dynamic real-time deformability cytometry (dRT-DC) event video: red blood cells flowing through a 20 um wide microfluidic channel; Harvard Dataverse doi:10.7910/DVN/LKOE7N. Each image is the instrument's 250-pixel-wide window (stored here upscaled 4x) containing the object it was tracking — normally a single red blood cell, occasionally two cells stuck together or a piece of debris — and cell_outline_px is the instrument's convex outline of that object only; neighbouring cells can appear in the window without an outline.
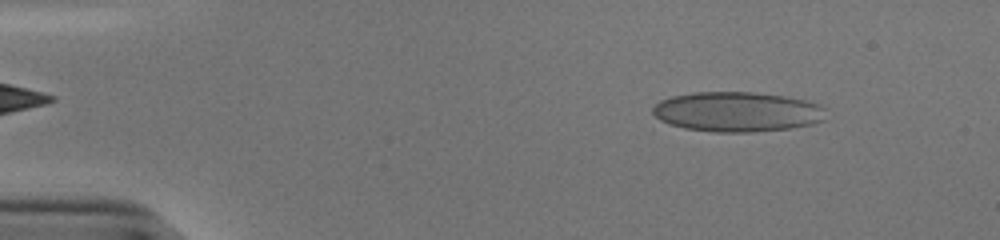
{"species": "human", "species_latin": "Homo sapiens", "temperature_condition": "cold", "stored_images_in_passage": 52, "camera_frame_rate_fps": 3000, "um_per_image_px": 0.085, "donor": {"sex": "male"}, "frame": {"image": 1, "passage_image": 6, "time_ms": 1.667, "image_size_px": [1000, 240], "cell_outline_px": [[824, 108], [820, 120], [812, 124], [788, 128], [752, 132], [712, 132], [684, 128], [660, 120], [652, 112], [652, 108], [660, 100], [672, 96], [692, 92], [752, 92], [784, 96], [804, 100], [816, 104]], "centroid_in_image_um": [62.58, 9.5], "position_along_channel_um": 22.4, "area_um2": 39.82}}
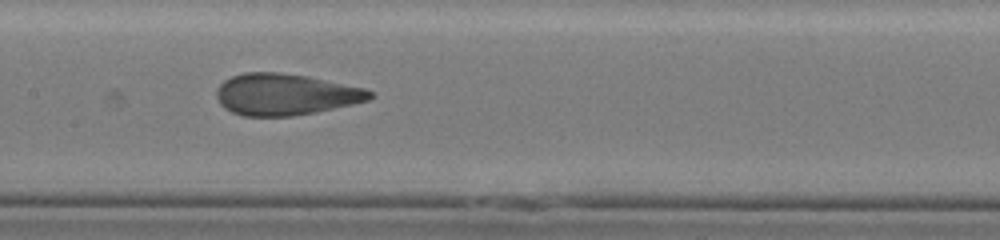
{"frame": {"image": 2, "passage_image": 26, "time_ms": 8.333, "image_size_px": [1000, 240], "cell_outline_px": [[376, 96], [368, 100], [352, 104], [316, 112], [292, 116], [244, 116], [232, 112], [224, 108], [220, 104], [216, 96], [216, 92], [220, 84], [224, 80], [232, 76], [244, 72], [276, 72], [304, 76], [364, 88], [372, 92]], "centroid_in_image_um": [24.23, 8.03], "position_along_channel_um": 183.2, "area_um2": 36.82}}
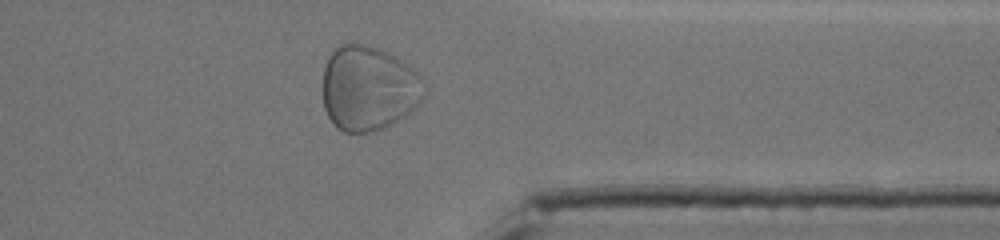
{"frame": {"image": 3, "passage_image": 42, "time_ms": 13.667, "image_size_px": [1000, 240], "cell_outline_px": [[428, 92], [420, 104], [404, 116], [392, 124], [372, 132], [344, 132], [336, 128], [328, 116], [324, 108], [324, 68], [328, 56], [340, 44], [364, 44], [376, 48], [400, 60], [416, 72], [420, 76]], "centroid_in_image_um": [31.34, 7.53], "position_along_channel_um": 380.1, "area_um2": 50.05}}